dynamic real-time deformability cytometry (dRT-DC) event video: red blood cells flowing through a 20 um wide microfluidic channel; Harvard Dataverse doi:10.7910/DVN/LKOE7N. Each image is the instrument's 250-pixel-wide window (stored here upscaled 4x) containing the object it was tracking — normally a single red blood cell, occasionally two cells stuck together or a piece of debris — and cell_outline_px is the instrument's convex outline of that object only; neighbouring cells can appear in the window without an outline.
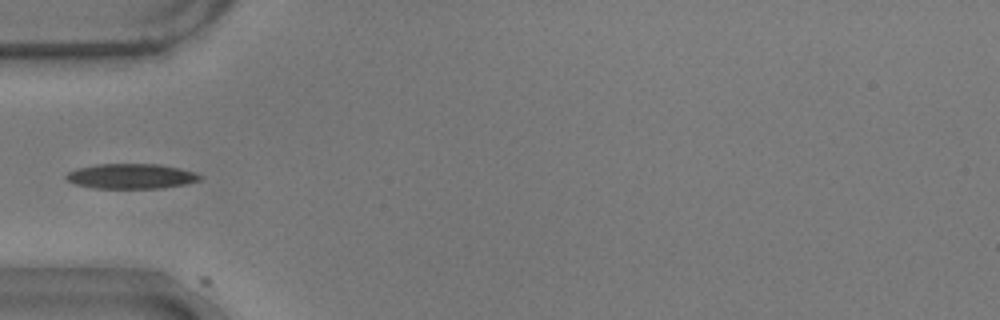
{"species": "common noctule bat (a hibernating species)", "species_latin": "Nyctalus noctula", "temperature_condition": "warm", "stored_images_in_passage": 2, "camera_frame_rate_fps": 3000, "um_per_image_px": 0.085, "animal": {"sex": "male", "body_mass_g": 17.9}, "frame": {"image": 1, "passage_image": 1, "time_ms": 0.0, "image_size_px": [1000, 320], "cell_outline_px": [[200, 180], [184, 184], [164, 188], [96, 188], [76, 184], [68, 180], [64, 176], [68, 172], [76, 168], [96, 164], [160, 164], [180, 168], [196, 172], [200, 176]], "centroid_in_image_um": [11.15, 14.97], "position_along_channel_um": 73.9, "area_um2": 19.48}}